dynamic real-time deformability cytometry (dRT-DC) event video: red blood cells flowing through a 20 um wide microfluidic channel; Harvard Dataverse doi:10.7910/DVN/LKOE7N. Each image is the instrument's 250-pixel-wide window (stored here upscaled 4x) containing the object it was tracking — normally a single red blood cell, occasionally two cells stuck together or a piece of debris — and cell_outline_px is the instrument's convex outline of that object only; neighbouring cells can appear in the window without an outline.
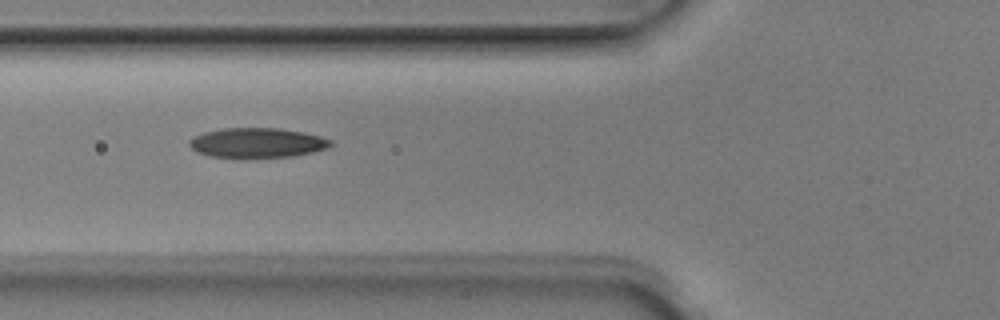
{"species": "Egyptian fruit bat (a non-hibernating species)", "species_latin": "Rousettus aegyptiacus", "temperature_condition": "room temperature", "stored_images_in_passage": 3, "camera_frame_rate_fps": 3000, "um_per_image_px": 0.085, "animal": {"sex": "male"}, "frame": {"image": 1, "passage_image": 2, "time_ms": 0.333, "image_size_px": [1000, 320], "cell_outline_px": [[332, 144], [328, 148], [312, 152], [292, 156], [244, 160], [240, 160], [212, 156], [196, 152], [188, 144], [188, 140], [192, 136], [204, 132], [224, 128], [280, 128], [304, 132], [320, 136], [332, 140]], "centroid_in_image_um": [21.82, 12.17], "position_along_channel_um": 104.0, "area_um2": 25.37}}
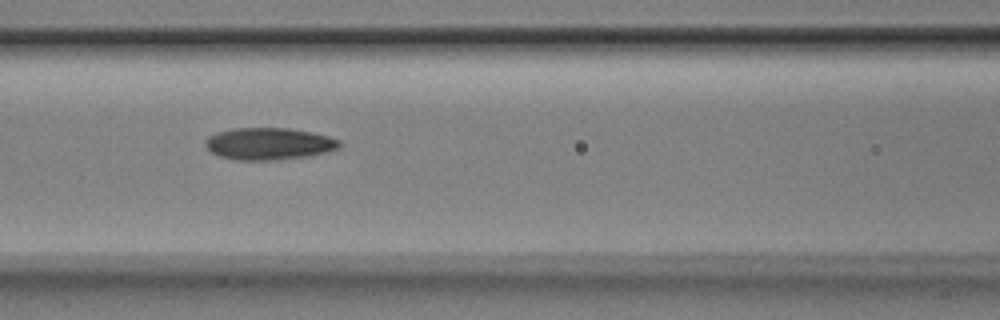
{"frame": {"image": 2, "passage_image": 3, "time_ms": 0.667, "image_size_px": [1000, 320], "cell_outline_px": [[340, 148], [308, 156], [276, 160], [236, 160], [220, 156], [212, 152], [204, 144], [204, 140], [208, 136], [216, 132], [232, 128], [288, 128], [312, 132], [328, 136], [340, 140]], "centroid_in_image_um": [22.83, 12.21], "position_along_channel_um": 143.8, "area_um2": 25.09}}